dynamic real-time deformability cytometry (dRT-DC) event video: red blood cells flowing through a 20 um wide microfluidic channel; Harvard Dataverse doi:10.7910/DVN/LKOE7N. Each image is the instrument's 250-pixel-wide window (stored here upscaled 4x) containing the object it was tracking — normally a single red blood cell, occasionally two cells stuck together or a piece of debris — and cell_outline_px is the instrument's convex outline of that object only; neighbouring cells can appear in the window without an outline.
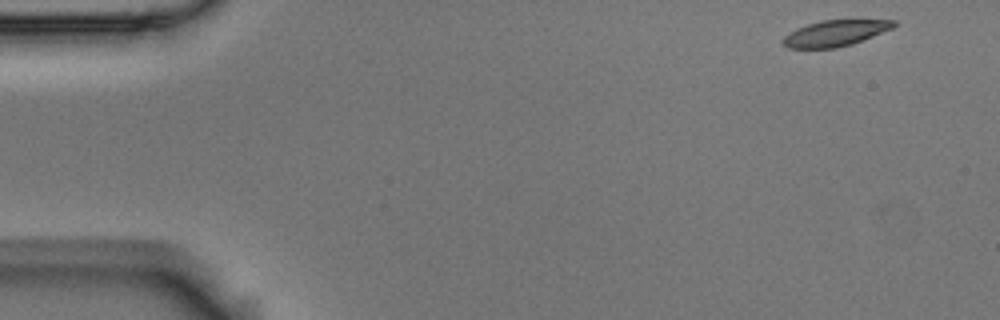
{"species": "Egyptian fruit bat (a non-hibernating species)", "species_latin": "Rousettus aegyptiacus", "temperature_condition": "room temperature", "stored_images_in_passage": 10, "camera_frame_rate_fps": 3000, "um_per_image_px": 0.085, "animal": {"sex": "male"}, "frame": {"image": 1, "passage_image": 1, "time_ms": 0.0, "image_size_px": [1000, 320], "cell_outline_px": [[896, 24], [892, 28], [852, 44], [836, 48], [788, 48], [780, 40], [784, 36], [796, 28], [820, 20], [852, 16], [896, 20]], "centroid_in_image_um": [71.06, 2.74], "position_along_channel_um": 13.9, "area_um2": 17.74}}
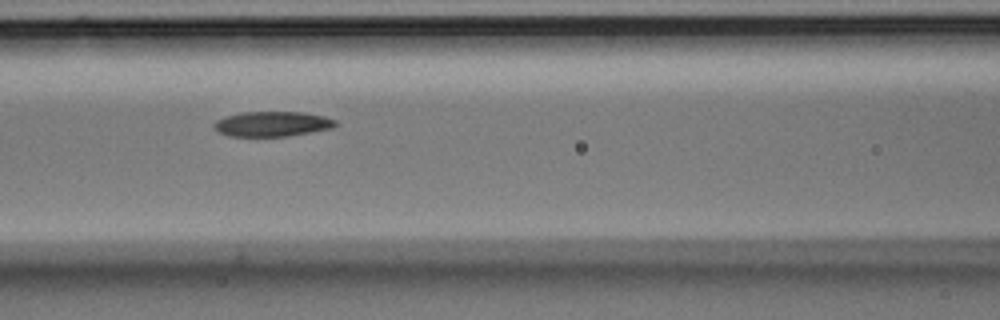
{"frame": {"image": 2, "passage_image": 6, "time_ms": 1.667, "image_size_px": [1000, 320], "cell_outline_px": [[336, 124], [332, 128], [312, 132], [288, 136], [228, 136], [216, 132], [212, 124], [216, 120], [224, 116], [240, 112], [304, 112], [324, 116], [336, 120]], "centroid_in_image_um": [23.09, 10.53], "position_along_channel_um": 143.5, "area_um2": 17.92}}
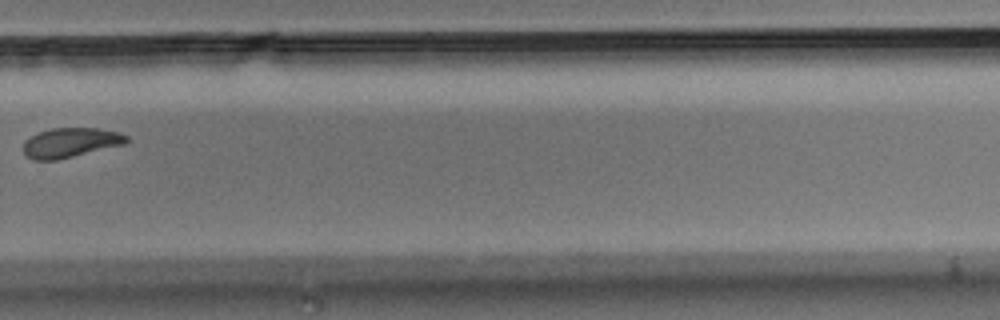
{"frame": {"image": 3, "passage_image": 10, "time_ms": 3.0, "image_size_px": [1000, 320], "cell_outline_px": [[128, 140], [124, 144], [56, 160], [32, 160], [24, 152], [24, 140], [40, 132], [52, 128], [96, 128], [120, 132], [128, 136]], "centroid_in_image_um": [6.0, 12.12], "position_along_channel_um": 323.8, "area_um2": 17.57}}